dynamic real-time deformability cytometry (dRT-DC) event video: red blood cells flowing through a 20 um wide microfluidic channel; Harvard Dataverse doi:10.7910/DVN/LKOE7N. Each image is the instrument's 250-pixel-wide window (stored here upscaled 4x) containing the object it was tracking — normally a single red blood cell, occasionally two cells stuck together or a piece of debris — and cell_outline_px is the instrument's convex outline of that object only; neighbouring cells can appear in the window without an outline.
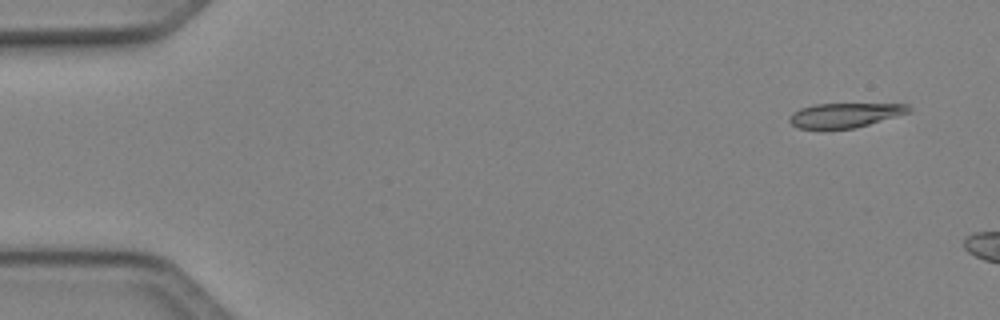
{"species": "Egyptian fruit bat (a non-hibernating species)", "species_latin": "Rousettus aegyptiacus", "temperature_condition": "cold", "stored_images_in_passage": 6, "camera_frame_rate_fps": 3000, "um_per_image_px": 0.085, "animal": {"sex": "female"}, "frame": {"image": 1, "passage_image": 1, "time_ms": 0.0, "image_size_px": [1000, 320], "cell_outline_px": [[912, 112], [856, 128], [796, 128], [788, 120], [788, 116], [792, 112], [800, 108], [816, 104], [908, 104], [912, 108]], "centroid_in_image_um": [71.84, 9.78], "position_along_channel_um": 13.2, "area_um2": 17.11}}